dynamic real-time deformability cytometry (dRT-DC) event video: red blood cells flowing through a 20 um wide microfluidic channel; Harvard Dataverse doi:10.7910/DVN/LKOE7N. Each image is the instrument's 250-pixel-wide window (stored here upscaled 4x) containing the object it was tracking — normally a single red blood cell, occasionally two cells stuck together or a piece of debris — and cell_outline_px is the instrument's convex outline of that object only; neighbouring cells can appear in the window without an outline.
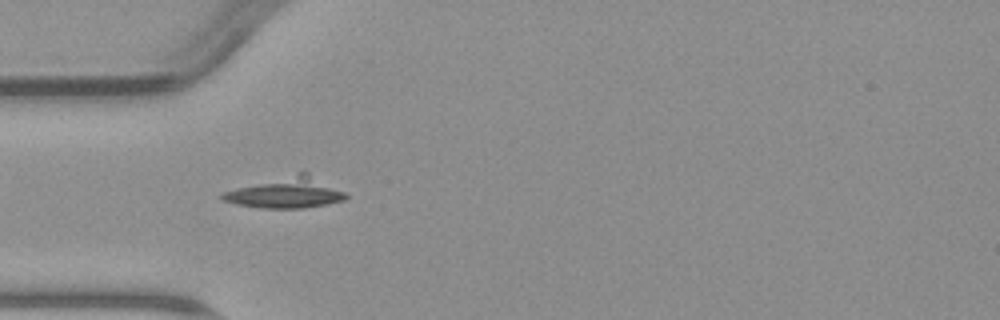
{"species": "common noctule bat (a hibernating species)", "species_latin": "Nyctalus noctula", "temperature_condition": "warm", "stored_images_in_passage": 6, "camera_frame_rate_fps": 3000, "um_per_image_px": 0.085, "animal": {"sex": "male", "body_mass_g": 23.1, "forearm_length_mm": 52.7}, "frame": {"image": 1, "passage_image": 3, "time_ms": 3.333, "image_size_px": [1000, 320], "cell_outline_px": [[348, 196], [344, 200], [304, 208], [260, 208], [236, 204], [224, 200], [220, 196], [224, 192], [236, 188], [300, 172], [308, 172], [344, 192]], "centroid_in_image_um": [24.32, 16.39], "position_along_channel_um": 60.7, "area_um2": 21.56}}
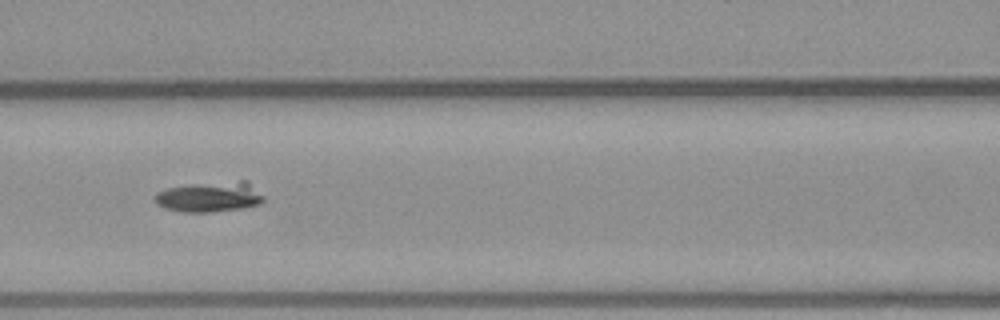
{"frame": {"image": 2, "passage_image": 5, "time_ms": 5.667, "image_size_px": [1000, 320], "cell_outline_px": [[264, 200], [260, 204], [244, 208], [212, 212], [184, 212], [164, 208], [156, 204], [152, 196], [156, 192], [168, 188], [240, 180], [248, 180], [264, 196]], "centroid_in_image_um": [17.84, 16.75], "position_along_channel_um": 148.8, "area_um2": 19.19}}
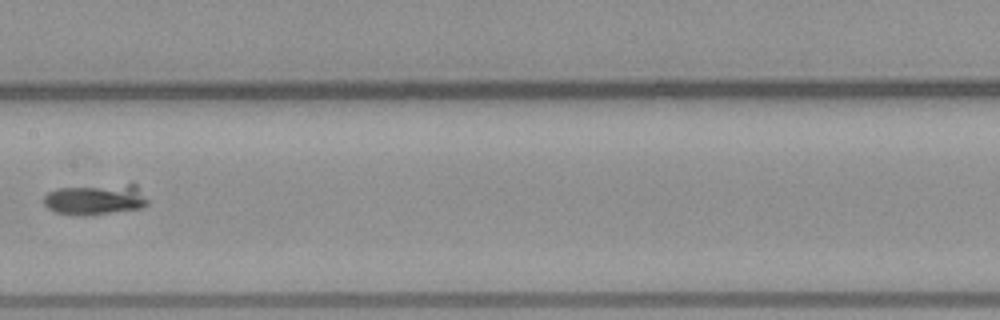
{"frame": {"image": 3, "passage_image": 6, "time_ms": 7.0, "image_size_px": [1000, 320], "cell_outline_px": [[148, 204], [144, 208], [92, 216], [80, 216], [56, 212], [48, 208], [44, 204], [44, 196], [48, 192], [60, 188], [128, 184], [136, 184], [148, 200]], "centroid_in_image_um": [8.15, 16.98], "position_along_channel_um": 199.3, "area_um2": 18.79}}